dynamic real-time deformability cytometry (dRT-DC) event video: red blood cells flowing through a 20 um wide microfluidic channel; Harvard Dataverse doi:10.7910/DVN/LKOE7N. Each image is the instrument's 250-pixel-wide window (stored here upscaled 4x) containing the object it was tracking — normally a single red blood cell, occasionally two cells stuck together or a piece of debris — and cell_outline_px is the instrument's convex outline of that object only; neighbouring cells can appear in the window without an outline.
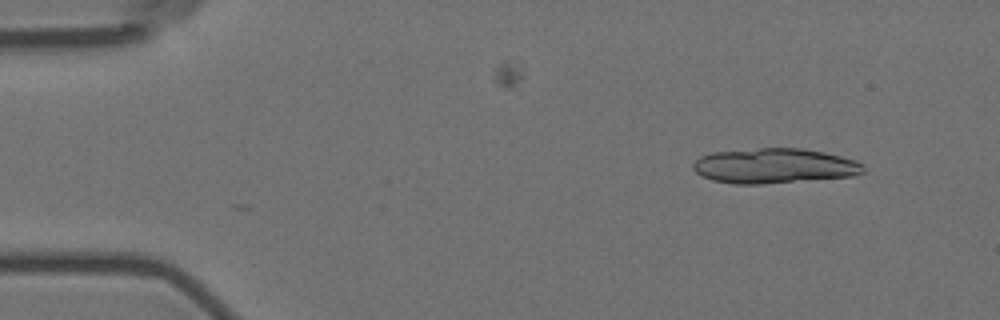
{"species": "Egyptian fruit bat (a non-hibernating species)", "species_latin": "Rousettus aegyptiacus", "temperature_condition": "room temperature", "stored_images_in_passage": 2, "camera_frame_rate_fps": 3000, "um_per_image_px": 0.085, "animal": {"sex": "female"}, "frame": {"image": 1, "passage_image": 2, "time_ms": 2.0, "image_size_px": [1000, 320], "cell_outline_px": [[864, 172], [852, 176], [760, 184], [732, 184], [712, 180], [696, 172], [692, 168], [692, 164], [700, 156], [712, 152], [760, 148], [800, 148], [824, 152], [856, 160], [864, 164]], "centroid_in_image_um": [65.8, 14.09], "position_along_channel_um": 19.2, "area_um2": 34.68}}